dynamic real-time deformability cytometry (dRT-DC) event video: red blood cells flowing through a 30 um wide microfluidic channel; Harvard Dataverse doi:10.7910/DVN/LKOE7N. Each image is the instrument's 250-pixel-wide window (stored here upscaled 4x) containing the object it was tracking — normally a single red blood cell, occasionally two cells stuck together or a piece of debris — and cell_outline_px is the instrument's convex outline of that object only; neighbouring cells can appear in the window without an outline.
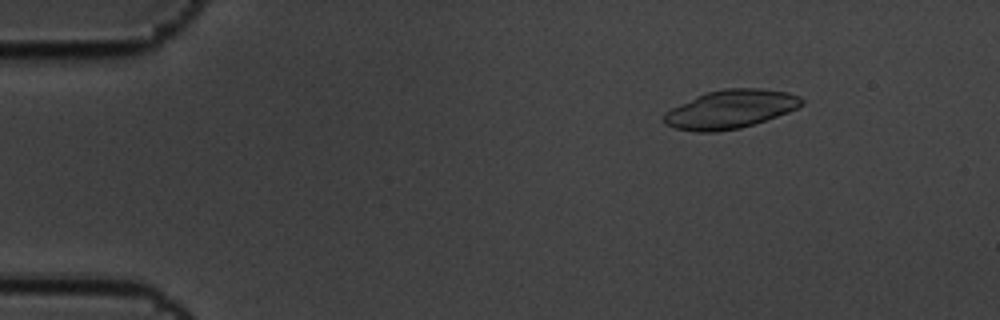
{"species": "common noctule bat (a hibernating species)", "species_latin": "Nyctalus noctula", "temperature_condition": "cold", "stored_images_in_passage": 7, "camera_frame_rate_fps": 3000, "um_per_image_px": 0.085, "animal": {"sex": "male", "body_mass_g": 19.5, "forearm_length_mm": 54.6}, "frame": {"image": 1, "passage_image": 3, "time_ms": 0.667, "image_size_px": [1000, 320], "cell_outline_px": [[804, 104], [788, 112], [740, 128], [716, 132], [696, 132], [676, 128], [664, 124], [664, 112], [704, 92], [724, 88], [760, 88], [788, 92], [800, 96], [804, 100]], "centroid_in_image_um": [62.08, 9.27], "position_along_channel_um": 22.9, "area_um2": 30.87}}